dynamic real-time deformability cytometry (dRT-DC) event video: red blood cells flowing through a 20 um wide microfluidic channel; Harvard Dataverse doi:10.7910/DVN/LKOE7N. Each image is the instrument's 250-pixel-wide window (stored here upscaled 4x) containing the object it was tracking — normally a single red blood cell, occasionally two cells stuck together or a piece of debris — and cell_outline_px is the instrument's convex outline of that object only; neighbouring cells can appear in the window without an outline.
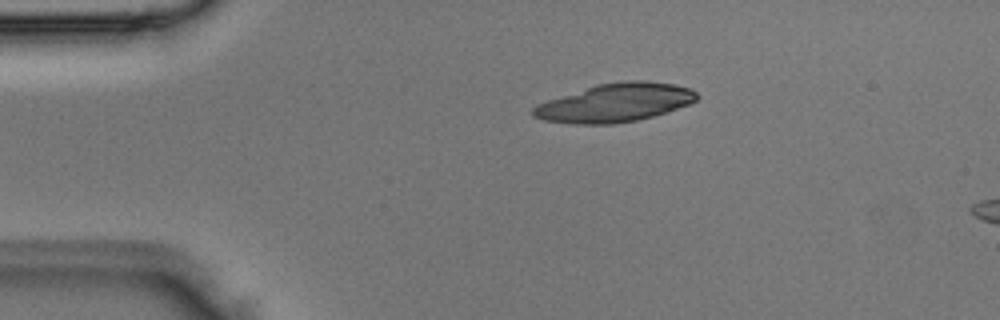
{"species": "Egyptian fruit bat (a non-hibernating species)", "species_latin": "Rousettus aegyptiacus", "temperature_condition": "room temperature", "stored_images_in_passage": 1, "camera_frame_rate_fps": 3000, "um_per_image_px": 0.085, "animal": {"sex": "male"}, "frame": {"image": 1, "passage_image": 1, "time_ms": 0.0, "image_size_px": [1000, 320], "cell_outline_px": [[700, 96], [696, 100], [688, 104], [668, 112], [636, 120], [612, 124], [572, 124], [544, 120], [532, 116], [532, 108], [536, 104], [596, 84], [624, 80], [644, 80], [676, 84], [688, 88], [696, 92]], "centroid_in_image_um": [52.28, 8.72], "position_along_channel_um": 32.7, "area_um2": 36.76}}